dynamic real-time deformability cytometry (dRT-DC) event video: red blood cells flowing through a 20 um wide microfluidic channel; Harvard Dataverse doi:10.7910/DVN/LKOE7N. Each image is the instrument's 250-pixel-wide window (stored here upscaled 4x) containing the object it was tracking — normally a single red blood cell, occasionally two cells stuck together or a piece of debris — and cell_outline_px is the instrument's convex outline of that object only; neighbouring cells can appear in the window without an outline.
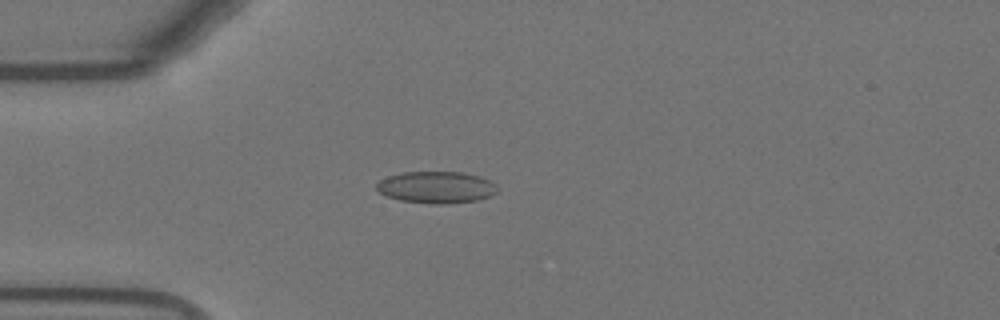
{"species": "Egyptian fruit bat (a non-hibernating species)", "species_latin": "Rousettus aegyptiacus", "temperature_condition": "warm", "stored_images_in_passage": 41, "camera_frame_rate_fps": 3000, "um_per_image_px": 0.085, "animal": {"sex": "female"}, "frame": {"image": 1, "passage_image": 1, "time_ms": 0.0, "image_size_px": [1000, 320], "cell_outline_px": [[500, 188], [492, 196], [476, 200], [444, 204], [436, 204], [400, 200], [388, 196], [380, 192], [376, 188], [376, 184], [380, 180], [388, 176], [404, 172], [460, 172], [480, 176], [496, 184]], "centroid_in_image_um": [37.12, 15.91], "position_along_channel_um": 47.9, "area_um2": 22.31}}
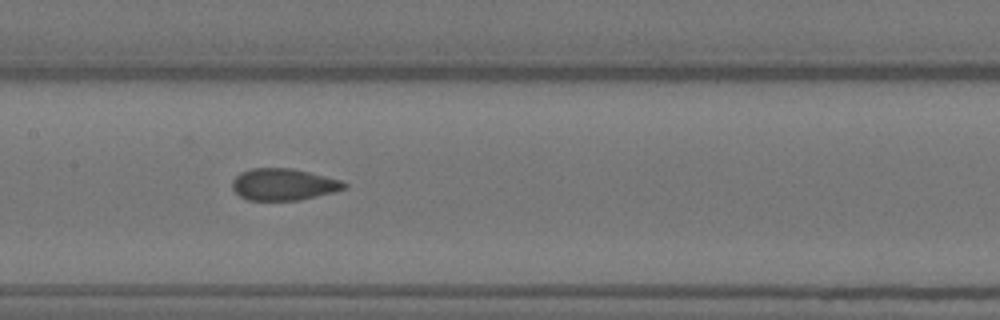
{"frame": {"image": 2, "passage_image": 13, "time_ms": 4.0, "image_size_px": [1000, 320], "cell_outline_px": [[348, 184], [344, 188], [332, 192], [296, 200], [248, 200], [240, 196], [232, 188], [232, 180], [240, 172], [252, 168], [292, 168], [340, 180]], "centroid_in_image_um": [24.04, 15.67], "position_along_channel_um": 183.4, "area_um2": 20.4}}
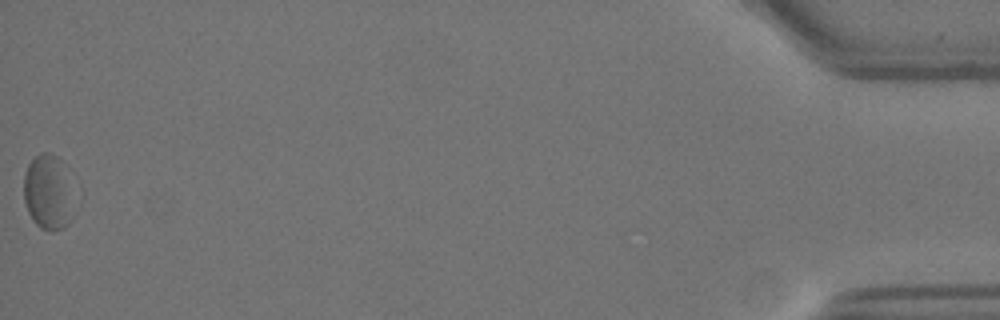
{"frame": {"image": 3, "passage_image": 41, "time_ms": 13.333, "image_size_px": [1000, 320], "cell_outline_px": [[80, 204], [76, 212], [68, 224], [64, 228], [40, 228], [32, 220], [28, 212], [24, 200], [24, 176], [28, 164], [40, 152], [52, 152], [60, 160]], "centroid_in_image_um": [4.18, 16.36], "position_along_channel_um": 431.0, "area_um2": 22.72}, "authors_computed_cell_mechanics": {"area_um2": 21.675, "velocity_mm_per_s": 3.7054, "shape_relaxation_time_tau1_ms": 2.7314, "shape_relaxation_time_tau2_ms": 1.3247, "deformation_change_tau1": 0.0824, "deformation_change_tau2": 0.0642}}